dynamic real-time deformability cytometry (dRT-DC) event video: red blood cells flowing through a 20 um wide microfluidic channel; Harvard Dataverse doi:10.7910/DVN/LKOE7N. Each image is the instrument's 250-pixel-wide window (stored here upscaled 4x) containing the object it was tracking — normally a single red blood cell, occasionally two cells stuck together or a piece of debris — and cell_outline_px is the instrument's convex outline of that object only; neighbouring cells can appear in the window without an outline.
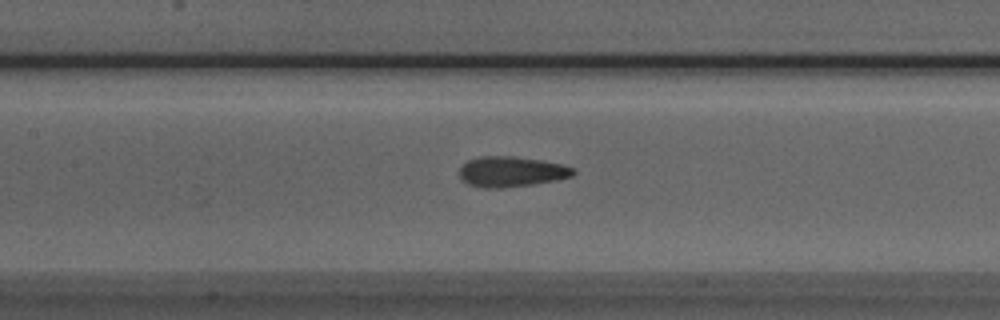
{"species": "Egyptian fruit bat (a non-hibernating species)", "species_latin": "Rousettus aegyptiacus", "temperature_condition": "room temperature", "stored_images_in_passage": 50, "camera_frame_rate_fps": 3000, "um_per_image_px": 0.085, "animal": {"sex": "male"}, "frame": {"image": 1, "passage_image": 22, "time_ms": 7.0, "image_size_px": [1000, 320], "cell_outline_px": [[576, 172], [572, 176], [556, 180], [532, 184], [500, 188], [484, 188], [468, 184], [460, 180], [460, 168], [468, 160], [480, 156], [512, 156], [540, 160], [560, 164], [572, 168]], "centroid_in_image_um": [43.42, 14.59], "position_along_channel_um": 164.0, "area_um2": 20.0}}
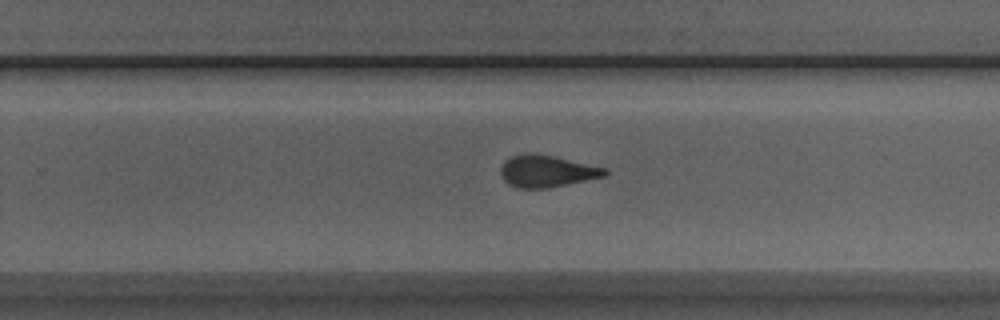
{"frame": {"image": 2, "passage_image": 31, "time_ms": 10.0, "image_size_px": [1000, 320], "cell_outline_px": [[608, 172], [604, 176], [548, 188], [516, 188], [508, 184], [500, 176], [500, 168], [512, 156], [528, 152], [532, 152], [556, 156], [608, 168]], "centroid_in_image_um": [46.48, 14.54], "position_along_channel_um": 283.3, "area_um2": 19.48}}
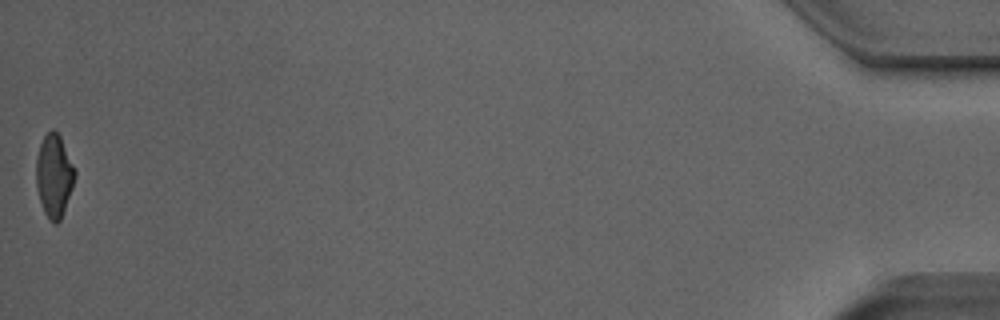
{"frame": {"image": 3, "passage_image": 50, "time_ms": 16.333, "image_size_px": [1000, 320], "cell_outline_px": [[76, 176], [72, 188], [60, 220], [56, 224], [44, 212], [40, 200], [36, 184], [36, 156], [40, 144], [44, 136], [52, 128], [60, 136], [76, 172]], "centroid_in_image_um": [4.59, 14.9], "position_along_channel_um": 430.6, "area_um2": 18.32}, "authors_computed_cell_mechanics": {"area_um2": 19.6231, "velocity_mm_per_s": 3.9911, "shape_relaxation_time_tau1_ms": 4.0264, "shape_relaxation_time_tau2_ms": 1.692, "deformation_change_tau1": 0.1243, "deformation_change_tau2": 0.0813}}